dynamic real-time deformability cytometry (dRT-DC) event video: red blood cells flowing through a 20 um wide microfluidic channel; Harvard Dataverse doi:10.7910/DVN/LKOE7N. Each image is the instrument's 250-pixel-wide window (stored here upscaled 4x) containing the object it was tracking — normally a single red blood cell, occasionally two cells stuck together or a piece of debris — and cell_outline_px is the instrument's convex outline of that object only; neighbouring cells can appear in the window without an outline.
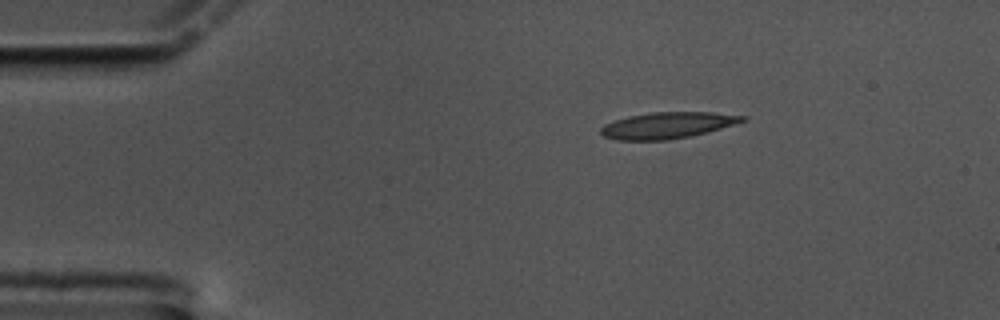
{"species": "common noctule bat (a hibernating species)", "species_latin": "Nyctalus noctula", "temperature_condition": "cold", "stored_images_in_passage": 50, "camera_frame_rate_fps": 3000, "um_per_image_px": 0.085, "animal": {"sex": "male", "body_mass_g": 17.5, "forearm_length_mm": 52.3}, "frame": {"image": 1, "passage_image": 1, "time_ms": 0.0, "image_size_px": [1000, 320], "cell_outline_px": [[748, 120], [720, 128], [688, 136], [668, 140], [616, 140], [604, 136], [600, 132], [600, 128], [604, 124], [628, 116], [652, 112], [712, 112], [748, 116]], "centroid_in_image_um": [56.73, 10.64], "position_along_channel_um": 28.3, "area_um2": 21.56}}
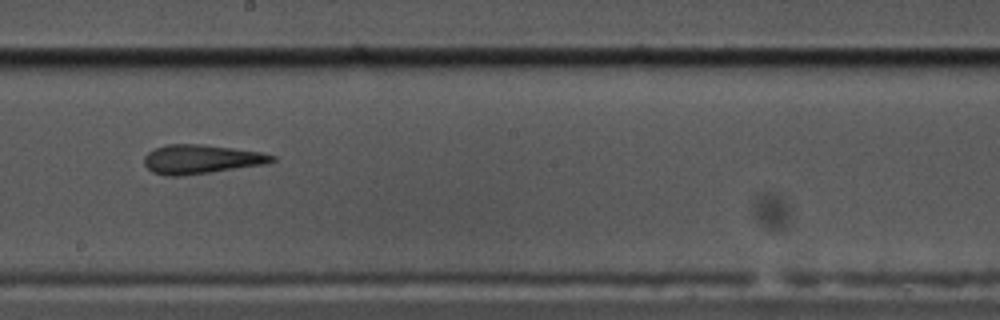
{"frame": {"image": 2, "passage_image": 24, "time_ms": 7.667, "image_size_px": [1000, 320], "cell_outline_px": [[276, 160], [268, 164], [180, 176], [168, 176], [152, 172], [144, 164], [144, 156], [152, 148], [168, 144], [204, 144], [260, 152], [276, 156]], "centroid_in_image_um": [17.08, 13.53], "position_along_channel_um": 231.1, "area_um2": 21.73}}
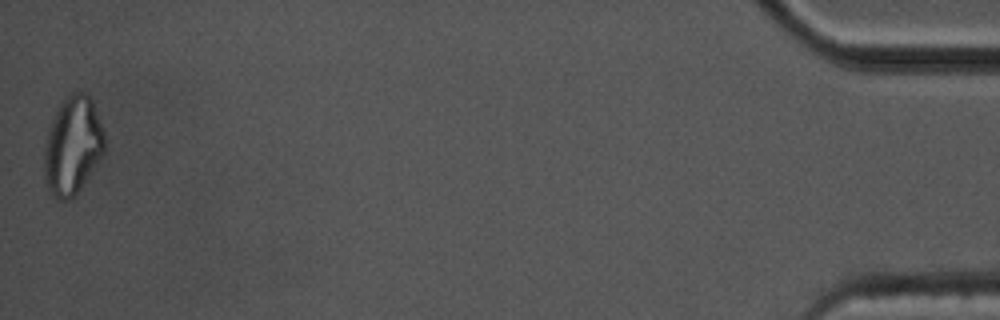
{"frame": {"image": 3, "passage_image": 50, "time_ms": 16.333, "image_size_px": [1000, 320], "cell_outline_px": [[104, 152], [100, 160], [80, 188], [68, 200], [60, 200], [48, 188], [44, 180], [44, 152], [48, 128], [60, 104], [68, 96], [76, 92], [84, 92], [92, 100], [104, 132]], "centroid_in_image_um": [6.17, 12.38], "position_along_channel_um": 429.0, "area_um2": 33.93}, "authors_computed_cell_mechanics": {"area_um2": 21.9062, "velocity_mm_per_s": 3.3653, "shape_relaxation_time_tau1_ms": null, "shape_relaxation_time_tau2_ms": 5.4242, "deformation_change_tau1": null, "deformation_change_tau2": 0.1373}}